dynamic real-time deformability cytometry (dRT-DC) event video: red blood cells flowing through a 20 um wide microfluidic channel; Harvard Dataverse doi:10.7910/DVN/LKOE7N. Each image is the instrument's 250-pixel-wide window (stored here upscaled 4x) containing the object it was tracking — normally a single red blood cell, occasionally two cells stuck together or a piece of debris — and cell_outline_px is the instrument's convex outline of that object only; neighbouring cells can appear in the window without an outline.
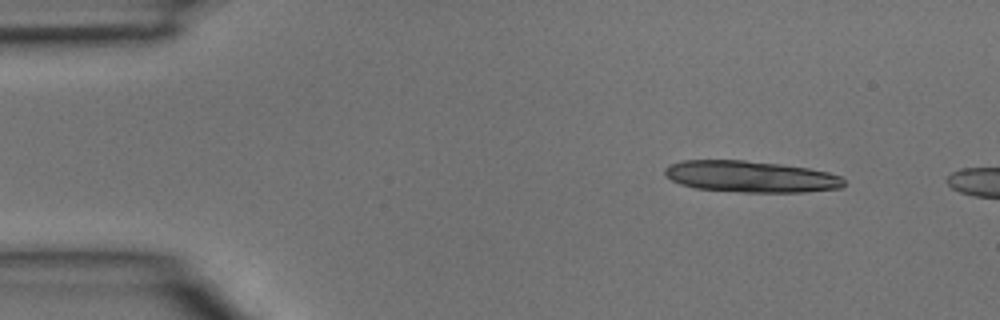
{"species": "common noctule bat (a hibernating species)", "species_latin": "Nyctalus noctula", "temperature_condition": "room temperature", "stored_images_in_passage": 3, "camera_frame_rate_fps": 3000, "um_per_image_px": 0.085, "animal": {"sex": "male", "body_mass_g": 15.6}, "frame": {"image": 1, "passage_image": 1, "time_ms": 0.0, "image_size_px": [1000, 320], "cell_outline_px": [[844, 184], [840, 188], [804, 192], [744, 192], [696, 188], [680, 184], [664, 176], [664, 168], [668, 164], [684, 160], [744, 160], [780, 164], [808, 168], [828, 172], [840, 176], [844, 180]], "centroid_in_image_um": [63.77, 15.0], "position_along_channel_um": 21.2, "area_um2": 32.83}}